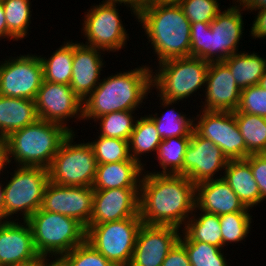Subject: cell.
Here are the masks:
<instances>
[{
    "label": "cell",
    "instance_id": "74e56055",
    "mask_svg": "<svg viewBox=\"0 0 266 266\" xmlns=\"http://www.w3.org/2000/svg\"><path fill=\"white\" fill-rule=\"evenodd\" d=\"M58 262L61 266H115L86 240L64 254Z\"/></svg>",
    "mask_w": 266,
    "mask_h": 266
},
{
    "label": "cell",
    "instance_id": "603a6c76",
    "mask_svg": "<svg viewBox=\"0 0 266 266\" xmlns=\"http://www.w3.org/2000/svg\"><path fill=\"white\" fill-rule=\"evenodd\" d=\"M144 167L135 160L97 165L94 190L140 188Z\"/></svg>",
    "mask_w": 266,
    "mask_h": 266
},
{
    "label": "cell",
    "instance_id": "9a60e30c",
    "mask_svg": "<svg viewBox=\"0 0 266 266\" xmlns=\"http://www.w3.org/2000/svg\"><path fill=\"white\" fill-rule=\"evenodd\" d=\"M94 189L90 186H63L48 182L41 209L72 217L85 228L89 226Z\"/></svg>",
    "mask_w": 266,
    "mask_h": 266
},
{
    "label": "cell",
    "instance_id": "d590c367",
    "mask_svg": "<svg viewBox=\"0 0 266 266\" xmlns=\"http://www.w3.org/2000/svg\"><path fill=\"white\" fill-rule=\"evenodd\" d=\"M252 217L250 212H233L219 216L223 249L228 244L245 241L251 231Z\"/></svg>",
    "mask_w": 266,
    "mask_h": 266
},
{
    "label": "cell",
    "instance_id": "6da1fadb",
    "mask_svg": "<svg viewBox=\"0 0 266 266\" xmlns=\"http://www.w3.org/2000/svg\"><path fill=\"white\" fill-rule=\"evenodd\" d=\"M196 207V185L179 174L144 169L139 190V216L144 224L183 229Z\"/></svg>",
    "mask_w": 266,
    "mask_h": 266
},
{
    "label": "cell",
    "instance_id": "7402d4cb",
    "mask_svg": "<svg viewBox=\"0 0 266 266\" xmlns=\"http://www.w3.org/2000/svg\"><path fill=\"white\" fill-rule=\"evenodd\" d=\"M196 208L218 216L233 212H250L223 178L196 185Z\"/></svg>",
    "mask_w": 266,
    "mask_h": 266
},
{
    "label": "cell",
    "instance_id": "d4e9b609",
    "mask_svg": "<svg viewBox=\"0 0 266 266\" xmlns=\"http://www.w3.org/2000/svg\"><path fill=\"white\" fill-rule=\"evenodd\" d=\"M222 178L246 208L253 209L261 203L259 187L245 159L228 160Z\"/></svg>",
    "mask_w": 266,
    "mask_h": 266
},
{
    "label": "cell",
    "instance_id": "b9f144b4",
    "mask_svg": "<svg viewBox=\"0 0 266 266\" xmlns=\"http://www.w3.org/2000/svg\"><path fill=\"white\" fill-rule=\"evenodd\" d=\"M162 266H191L188 253L179 241L168 252Z\"/></svg>",
    "mask_w": 266,
    "mask_h": 266
},
{
    "label": "cell",
    "instance_id": "5b68a950",
    "mask_svg": "<svg viewBox=\"0 0 266 266\" xmlns=\"http://www.w3.org/2000/svg\"><path fill=\"white\" fill-rule=\"evenodd\" d=\"M69 134L60 124L38 119L3 140L7 163L48 169Z\"/></svg>",
    "mask_w": 266,
    "mask_h": 266
},
{
    "label": "cell",
    "instance_id": "484cf974",
    "mask_svg": "<svg viewBox=\"0 0 266 266\" xmlns=\"http://www.w3.org/2000/svg\"><path fill=\"white\" fill-rule=\"evenodd\" d=\"M181 231L179 241H200L223 249L220 220L216 214L200 213L195 207Z\"/></svg>",
    "mask_w": 266,
    "mask_h": 266
},
{
    "label": "cell",
    "instance_id": "4dcf8cb0",
    "mask_svg": "<svg viewBox=\"0 0 266 266\" xmlns=\"http://www.w3.org/2000/svg\"><path fill=\"white\" fill-rule=\"evenodd\" d=\"M191 136L171 137L162 140L158 146L156 160L162 171L152 170L156 174L183 175V161Z\"/></svg>",
    "mask_w": 266,
    "mask_h": 266
},
{
    "label": "cell",
    "instance_id": "ab89813d",
    "mask_svg": "<svg viewBox=\"0 0 266 266\" xmlns=\"http://www.w3.org/2000/svg\"><path fill=\"white\" fill-rule=\"evenodd\" d=\"M237 110L266 118V89L260 85L242 89Z\"/></svg>",
    "mask_w": 266,
    "mask_h": 266
},
{
    "label": "cell",
    "instance_id": "ba28073f",
    "mask_svg": "<svg viewBox=\"0 0 266 266\" xmlns=\"http://www.w3.org/2000/svg\"><path fill=\"white\" fill-rule=\"evenodd\" d=\"M11 174L9 181H2L4 221H17L19 218L26 221L41 208L44 190L49 182V170L44 167L16 166ZM14 215L17 217L14 218Z\"/></svg>",
    "mask_w": 266,
    "mask_h": 266
},
{
    "label": "cell",
    "instance_id": "ffe728a7",
    "mask_svg": "<svg viewBox=\"0 0 266 266\" xmlns=\"http://www.w3.org/2000/svg\"><path fill=\"white\" fill-rule=\"evenodd\" d=\"M0 223V266L23 265L39 259L33 234L27 221Z\"/></svg>",
    "mask_w": 266,
    "mask_h": 266
},
{
    "label": "cell",
    "instance_id": "1f68e13d",
    "mask_svg": "<svg viewBox=\"0 0 266 266\" xmlns=\"http://www.w3.org/2000/svg\"><path fill=\"white\" fill-rule=\"evenodd\" d=\"M7 23V40L10 42L28 37L32 11L31 0H1Z\"/></svg>",
    "mask_w": 266,
    "mask_h": 266
},
{
    "label": "cell",
    "instance_id": "4316f807",
    "mask_svg": "<svg viewBox=\"0 0 266 266\" xmlns=\"http://www.w3.org/2000/svg\"><path fill=\"white\" fill-rule=\"evenodd\" d=\"M243 52V53H242ZM230 69L237 85L242 90L259 85L266 69V59L257 53L241 51L223 61Z\"/></svg>",
    "mask_w": 266,
    "mask_h": 266
},
{
    "label": "cell",
    "instance_id": "836d02e7",
    "mask_svg": "<svg viewBox=\"0 0 266 266\" xmlns=\"http://www.w3.org/2000/svg\"><path fill=\"white\" fill-rule=\"evenodd\" d=\"M135 110L117 111L98 117L94 122L99 124L100 136L119 138L129 141L135 127ZM134 115V116H133Z\"/></svg>",
    "mask_w": 266,
    "mask_h": 266
},
{
    "label": "cell",
    "instance_id": "d6a6232c",
    "mask_svg": "<svg viewBox=\"0 0 266 266\" xmlns=\"http://www.w3.org/2000/svg\"><path fill=\"white\" fill-rule=\"evenodd\" d=\"M238 128L250 154L266 153V118L234 112Z\"/></svg>",
    "mask_w": 266,
    "mask_h": 266
},
{
    "label": "cell",
    "instance_id": "83f0119b",
    "mask_svg": "<svg viewBox=\"0 0 266 266\" xmlns=\"http://www.w3.org/2000/svg\"><path fill=\"white\" fill-rule=\"evenodd\" d=\"M161 108H168L166 112L149 114L148 116L154 121L156 129L162 140L171 137L191 136L194 129V116L187 117L184 112L175 111V107L169 109L170 105L179 104V101L166 100L159 97ZM159 116H158V115Z\"/></svg>",
    "mask_w": 266,
    "mask_h": 266
},
{
    "label": "cell",
    "instance_id": "9c48e42d",
    "mask_svg": "<svg viewBox=\"0 0 266 266\" xmlns=\"http://www.w3.org/2000/svg\"><path fill=\"white\" fill-rule=\"evenodd\" d=\"M70 133L61 143L48 168L49 181L63 186H90L95 179L97 162L90 144L74 142Z\"/></svg>",
    "mask_w": 266,
    "mask_h": 266
},
{
    "label": "cell",
    "instance_id": "8d00e7d4",
    "mask_svg": "<svg viewBox=\"0 0 266 266\" xmlns=\"http://www.w3.org/2000/svg\"><path fill=\"white\" fill-rule=\"evenodd\" d=\"M186 249L191 266H230L224 249L200 241H179Z\"/></svg>",
    "mask_w": 266,
    "mask_h": 266
},
{
    "label": "cell",
    "instance_id": "681fc988",
    "mask_svg": "<svg viewBox=\"0 0 266 266\" xmlns=\"http://www.w3.org/2000/svg\"><path fill=\"white\" fill-rule=\"evenodd\" d=\"M4 222V192L2 182H0V223Z\"/></svg>",
    "mask_w": 266,
    "mask_h": 266
},
{
    "label": "cell",
    "instance_id": "8fae6325",
    "mask_svg": "<svg viewBox=\"0 0 266 266\" xmlns=\"http://www.w3.org/2000/svg\"><path fill=\"white\" fill-rule=\"evenodd\" d=\"M119 8L113 4H93L84 13L81 33L84 36L85 44L102 50L103 52H118L126 47L129 34L123 25Z\"/></svg>",
    "mask_w": 266,
    "mask_h": 266
},
{
    "label": "cell",
    "instance_id": "816d5d0a",
    "mask_svg": "<svg viewBox=\"0 0 266 266\" xmlns=\"http://www.w3.org/2000/svg\"><path fill=\"white\" fill-rule=\"evenodd\" d=\"M48 266H61L58 261H52Z\"/></svg>",
    "mask_w": 266,
    "mask_h": 266
},
{
    "label": "cell",
    "instance_id": "f35d334b",
    "mask_svg": "<svg viewBox=\"0 0 266 266\" xmlns=\"http://www.w3.org/2000/svg\"><path fill=\"white\" fill-rule=\"evenodd\" d=\"M220 0H179L178 4L182 8L190 23L204 22L211 23L222 10Z\"/></svg>",
    "mask_w": 266,
    "mask_h": 266
},
{
    "label": "cell",
    "instance_id": "277c9868",
    "mask_svg": "<svg viewBox=\"0 0 266 266\" xmlns=\"http://www.w3.org/2000/svg\"><path fill=\"white\" fill-rule=\"evenodd\" d=\"M225 10H221L211 23H191L190 56L208 62L224 61L238 53L243 38V11L236 0ZM237 3V4H236Z\"/></svg>",
    "mask_w": 266,
    "mask_h": 266
},
{
    "label": "cell",
    "instance_id": "f1b7e54d",
    "mask_svg": "<svg viewBox=\"0 0 266 266\" xmlns=\"http://www.w3.org/2000/svg\"><path fill=\"white\" fill-rule=\"evenodd\" d=\"M161 141L154 121L148 115L138 117L128 141L131 158L145 167L141 157L152 152L156 154Z\"/></svg>",
    "mask_w": 266,
    "mask_h": 266
},
{
    "label": "cell",
    "instance_id": "f6af8a7d",
    "mask_svg": "<svg viewBox=\"0 0 266 266\" xmlns=\"http://www.w3.org/2000/svg\"><path fill=\"white\" fill-rule=\"evenodd\" d=\"M246 12H252L255 9L266 8V0H236ZM251 10V11H250Z\"/></svg>",
    "mask_w": 266,
    "mask_h": 266
},
{
    "label": "cell",
    "instance_id": "5bb4252c",
    "mask_svg": "<svg viewBox=\"0 0 266 266\" xmlns=\"http://www.w3.org/2000/svg\"><path fill=\"white\" fill-rule=\"evenodd\" d=\"M35 104L39 119L60 124L70 133H77L68 122L74 118L76 123L83 121V102L70 85L43 80Z\"/></svg>",
    "mask_w": 266,
    "mask_h": 266
},
{
    "label": "cell",
    "instance_id": "30bf717a",
    "mask_svg": "<svg viewBox=\"0 0 266 266\" xmlns=\"http://www.w3.org/2000/svg\"><path fill=\"white\" fill-rule=\"evenodd\" d=\"M141 217L89 225L86 241L115 266H129L133 257Z\"/></svg>",
    "mask_w": 266,
    "mask_h": 266
},
{
    "label": "cell",
    "instance_id": "ac0fdd59",
    "mask_svg": "<svg viewBox=\"0 0 266 266\" xmlns=\"http://www.w3.org/2000/svg\"><path fill=\"white\" fill-rule=\"evenodd\" d=\"M140 188L94 190L89 225L139 216Z\"/></svg>",
    "mask_w": 266,
    "mask_h": 266
},
{
    "label": "cell",
    "instance_id": "4fadbf2b",
    "mask_svg": "<svg viewBox=\"0 0 266 266\" xmlns=\"http://www.w3.org/2000/svg\"><path fill=\"white\" fill-rule=\"evenodd\" d=\"M40 56L17 55L0 61V95L35 100L43 82Z\"/></svg>",
    "mask_w": 266,
    "mask_h": 266
},
{
    "label": "cell",
    "instance_id": "ee69618b",
    "mask_svg": "<svg viewBox=\"0 0 266 266\" xmlns=\"http://www.w3.org/2000/svg\"><path fill=\"white\" fill-rule=\"evenodd\" d=\"M105 4H113L118 6H126V8H130L131 14L134 17H137L138 13L141 11V8L146 3V0H103L101 1Z\"/></svg>",
    "mask_w": 266,
    "mask_h": 266
},
{
    "label": "cell",
    "instance_id": "f5cc1de1",
    "mask_svg": "<svg viewBox=\"0 0 266 266\" xmlns=\"http://www.w3.org/2000/svg\"><path fill=\"white\" fill-rule=\"evenodd\" d=\"M155 1H161V2H178L179 0H155Z\"/></svg>",
    "mask_w": 266,
    "mask_h": 266
},
{
    "label": "cell",
    "instance_id": "c3c4849f",
    "mask_svg": "<svg viewBox=\"0 0 266 266\" xmlns=\"http://www.w3.org/2000/svg\"><path fill=\"white\" fill-rule=\"evenodd\" d=\"M52 260L45 258V257H40L39 259H36L33 262L23 264V265H17V266H48Z\"/></svg>",
    "mask_w": 266,
    "mask_h": 266
},
{
    "label": "cell",
    "instance_id": "44dd1931",
    "mask_svg": "<svg viewBox=\"0 0 266 266\" xmlns=\"http://www.w3.org/2000/svg\"><path fill=\"white\" fill-rule=\"evenodd\" d=\"M105 52L74 42L73 68L70 87L83 102L101 81L100 75L105 67ZM102 55V56H101Z\"/></svg>",
    "mask_w": 266,
    "mask_h": 266
},
{
    "label": "cell",
    "instance_id": "2e32d148",
    "mask_svg": "<svg viewBox=\"0 0 266 266\" xmlns=\"http://www.w3.org/2000/svg\"><path fill=\"white\" fill-rule=\"evenodd\" d=\"M228 158L213 142L192 131L190 143L183 161V176L195 185L198 183L222 178ZM221 172V174L219 173ZM219 176L215 178V175Z\"/></svg>",
    "mask_w": 266,
    "mask_h": 266
},
{
    "label": "cell",
    "instance_id": "cb8c5ba5",
    "mask_svg": "<svg viewBox=\"0 0 266 266\" xmlns=\"http://www.w3.org/2000/svg\"><path fill=\"white\" fill-rule=\"evenodd\" d=\"M38 119L35 100L0 95V141Z\"/></svg>",
    "mask_w": 266,
    "mask_h": 266
},
{
    "label": "cell",
    "instance_id": "8992f818",
    "mask_svg": "<svg viewBox=\"0 0 266 266\" xmlns=\"http://www.w3.org/2000/svg\"><path fill=\"white\" fill-rule=\"evenodd\" d=\"M35 248L41 257L58 261L86 240V228L72 217L41 208L27 220Z\"/></svg>",
    "mask_w": 266,
    "mask_h": 266
},
{
    "label": "cell",
    "instance_id": "e0dca14e",
    "mask_svg": "<svg viewBox=\"0 0 266 266\" xmlns=\"http://www.w3.org/2000/svg\"><path fill=\"white\" fill-rule=\"evenodd\" d=\"M180 233L176 227L142 223L129 266H162L168 252L179 241Z\"/></svg>",
    "mask_w": 266,
    "mask_h": 266
},
{
    "label": "cell",
    "instance_id": "e575fe53",
    "mask_svg": "<svg viewBox=\"0 0 266 266\" xmlns=\"http://www.w3.org/2000/svg\"><path fill=\"white\" fill-rule=\"evenodd\" d=\"M97 137L93 141H88L93 149L97 165L133 160L130 156L127 140L100 135Z\"/></svg>",
    "mask_w": 266,
    "mask_h": 266
},
{
    "label": "cell",
    "instance_id": "d6986e66",
    "mask_svg": "<svg viewBox=\"0 0 266 266\" xmlns=\"http://www.w3.org/2000/svg\"><path fill=\"white\" fill-rule=\"evenodd\" d=\"M241 89L237 85L229 67L223 62H210L204 90L203 105L208 111L235 112L240 103ZM203 107V108H202Z\"/></svg>",
    "mask_w": 266,
    "mask_h": 266
},
{
    "label": "cell",
    "instance_id": "f907efd6",
    "mask_svg": "<svg viewBox=\"0 0 266 266\" xmlns=\"http://www.w3.org/2000/svg\"><path fill=\"white\" fill-rule=\"evenodd\" d=\"M259 85L262 88L266 89V69H265V71H264V73H263V75H262V77L260 79Z\"/></svg>",
    "mask_w": 266,
    "mask_h": 266
},
{
    "label": "cell",
    "instance_id": "f546056e",
    "mask_svg": "<svg viewBox=\"0 0 266 266\" xmlns=\"http://www.w3.org/2000/svg\"><path fill=\"white\" fill-rule=\"evenodd\" d=\"M63 43L48 58L42 57L43 55L39 56L42 63L44 81L70 85L74 42L69 39V41L67 40Z\"/></svg>",
    "mask_w": 266,
    "mask_h": 266
},
{
    "label": "cell",
    "instance_id": "7bdbcfd3",
    "mask_svg": "<svg viewBox=\"0 0 266 266\" xmlns=\"http://www.w3.org/2000/svg\"><path fill=\"white\" fill-rule=\"evenodd\" d=\"M254 11H258L254 16L253 24L251 26V37L253 39H266V8L264 9H255Z\"/></svg>",
    "mask_w": 266,
    "mask_h": 266
},
{
    "label": "cell",
    "instance_id": "7c38bea8",
    "mask_svg": "<svg viewBox=\"0 0 266 266\" xmlns=\"http://www.w3.org/2000/svg\"><path fill=\"white\" fill-rule=\"evenodd\" d=\"M199 111L196 118L194 116L193 129L199 136L218 146L228 160L246 159L250 155L234 112L203 109Z\"/></svg>",
    "mask_w": 266,
    "mask_h": 266
},
{
    "label": "cell",
    "instance_id": "bcb514c9",
    "mask_svg": "<svg viewBox=\"0 0 266 266\" xmlns=\"http://www.w3.org/2000/svg\"><path fill=\"white\" fill-rule=\"evenodd\" d=\"M7 39V23H6V16L5 11L0 0V40Z\"/></svg>",
    "mask_w": 266,
    "mask_h": 266
},
{
    "label": "cell",
    "instance_id": "60d3db41",
    "mask_svg": "<svg viewBox=\"0 0 266 266\" xmlns=\"http://www.w3.org/2000/svg\"><path fill=\"white\" fill-rule=\"evenodd\" d=\"M245 160L250 164L261 193V202H263L266 199V153L250 154Z\"/></svg>",
    "mask_w": 266,
    "mask_h": 266
},
{
    "label": "cell",
    "instance_id": "7a4b0ae2",
    "mask_svg": "<svg viewBox=\"0 0 266 266\" xmlns=\"http://www.w3.org/2000/svg\"><path fill=\"white\" fill-rule=\"evenodd\" d=\"M140 23L157 62L189 57L191 23L178 2L146 0L135 18Z\"/></svg>",
    "mask_w": 266,
    "mask_h": 266
},
{
    "label": "cell",
    "instance_id": "7dc6e473",
    "mask_svg": "<svg viewBox=\"0 0 266 266\" xmlns=\"http://www.w3.org/2000/svg\"><path fill=\"white\" fill-rule=\"evenodd\" d=\"M7 165L8 163H7L6 155H5V146H4L3 141H0V175H1V171L3 175V172H5L4 169L7 168ZM0 182H2V180Z\"/></svg>",
    "mask_w": 266,
    "mask_h": 266
},
{
    "label": "cell",
    "instance_id": "3957f363",
    "mask_svg": "<svg viewBox=\"0 0 266 266\" xmlns=\"http://www.w3.org/2000/svg\"><path fill=\"white\" fill-rule=\"evenodd\" d=\"M152 65H141L129 71L103 77L99 85L83 101V121L117 111L136 110L151 93ZM147 97V98H146Z\"/></svg>",
    "mask_w": 266,
    "mask_h": 266
},
{
    "label": "cell",
    "instance_id": "52a82bcc",
    "mask_svg": "<svg viewBox=\"0 0 266 266\" xmlns=\"http://www.w3.org/2000/svg\"><path fill=\"white\" fill-rule=\"evenodd\" d=\"M158 64L155 71L151 70V88L158 91L157 97L180 102L197 91L204 92L210 62L189 56Z\"/></svg>",
    "mask_w": 266,
    "mask_h": 266
}]
</instances>
